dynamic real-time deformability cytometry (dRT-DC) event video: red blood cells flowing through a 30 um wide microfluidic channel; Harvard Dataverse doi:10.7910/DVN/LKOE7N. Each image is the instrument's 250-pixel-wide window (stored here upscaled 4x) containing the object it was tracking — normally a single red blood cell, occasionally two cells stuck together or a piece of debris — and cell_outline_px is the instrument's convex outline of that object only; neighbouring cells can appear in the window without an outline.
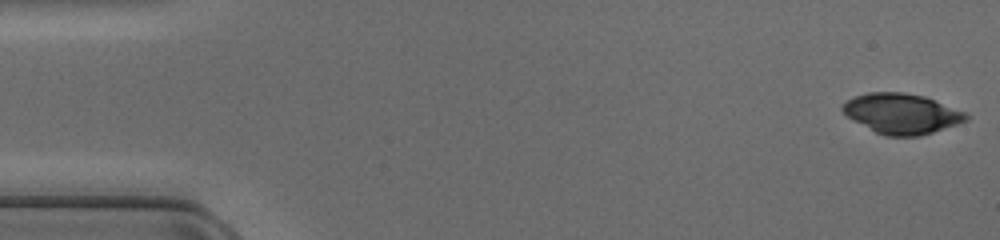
{"species": "common noctule bat (a hibernating species)", "species_latin": "Nyctalus noctula", "temperature_condition": "cold", "stored_images_in_passage": 47, "camera_frame_rate_fps": 3000, "um_per_image_px": 0.085, "animal": {"sex": "female", "body_mass_g": 17.0, "forearm_length_mm": 48.0}, "frame": {"image": 1, "passage_image": 1, "time_ms": 0.0, "image_size_px": [1000, 240], "cell_outline_px": [[968, 120], [920, 136], [884, 136], [876, 132], [848, 116], [840, 108], [848, 100], [856, 96], [868, 92], [904, 92], [924, 96], [968, 112]], "centroid_in_image_um": [76.69, 9.65], "position_along_channel_um": 8.3, "area_um2": 28.67}}
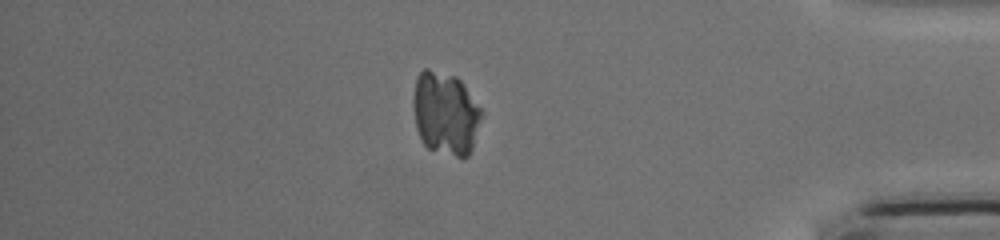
{"frame": {"image": 2, "passage_image": 40, "time_ms": 13.0, "image_size_px": [1000, 240], "cell_outline_px": [[484, 116], [472, 148], [468, 156], [456, 156], [428, 148], [424, 144], [416, 128], [412, 104], [412, 100], [416, 80], [420, 72], [424, 68], [428, 68], [456, 76], [464, 84], [484, 112]], "centroid_in_image_um": [37.88, 9.61], "position_along_channel_um": 397.3, "area_um2": 33.41}}
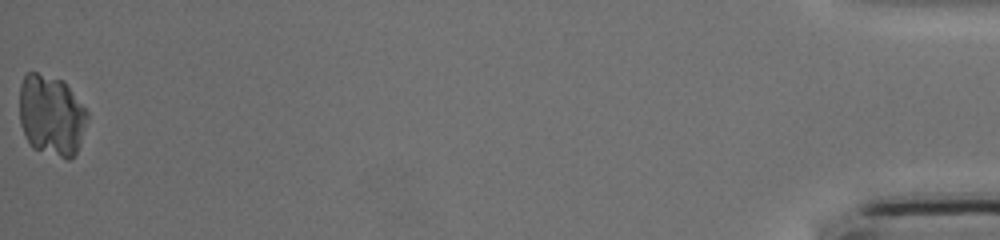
{"frame": {"image": 3, "passage_image": 47, "time_ms": 15.333, "image_size_px": [1000, 240], "cell_outline_px": [[88, 116], [80, 144], [76, 152], [68, 160], [32, 148], [20, 124], [20, 84], [24, 76], [28, 72], [36, 72], [64, 80], [88, 112]], "centroid_in_image_um": [4.37, 9.79], "position_along_channel_um": 430.8, "area_um2": 32.02}}